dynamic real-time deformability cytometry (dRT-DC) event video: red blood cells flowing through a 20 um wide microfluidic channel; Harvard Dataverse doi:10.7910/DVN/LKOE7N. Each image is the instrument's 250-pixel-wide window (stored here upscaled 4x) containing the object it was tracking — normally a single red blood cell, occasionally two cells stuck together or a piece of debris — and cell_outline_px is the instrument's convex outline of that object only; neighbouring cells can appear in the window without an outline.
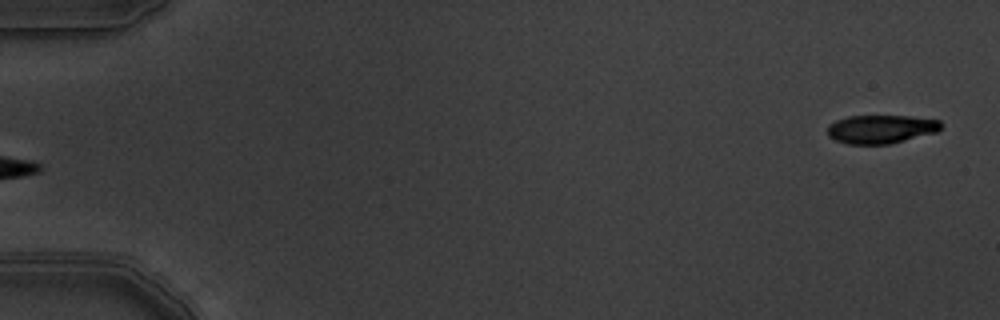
{"species": "common noctule bat (a hibernating species)", "species_latin": "Nyctalus noctula", "temperature_condition": "warm", "stored_images_in_passage": 5, "segment_of_instrument_passage": [2, 2], "camera_frame_rate_fps": 3000, "um_per_image_px": 0.085, "animal": {"sex": "male", "body_mass_g": 19.5, "forearm_length_mm": 54.6}, "frame": {"image": 1, "passage_image": 5, "time_ms": 1.333, "image_size_px": [1000, 320], "cell_outline_px": [[944, 124], [936, 132], [888, 144], [848, 144], [836, 140], [828, 136], [828, 124], [836, 120], [848, 116], [908, 116], [940, 120]], "centroid_in_image_um": [74.87, 10.97], "position_along_channel_um": 10.1, "area_um2": 18.79}}